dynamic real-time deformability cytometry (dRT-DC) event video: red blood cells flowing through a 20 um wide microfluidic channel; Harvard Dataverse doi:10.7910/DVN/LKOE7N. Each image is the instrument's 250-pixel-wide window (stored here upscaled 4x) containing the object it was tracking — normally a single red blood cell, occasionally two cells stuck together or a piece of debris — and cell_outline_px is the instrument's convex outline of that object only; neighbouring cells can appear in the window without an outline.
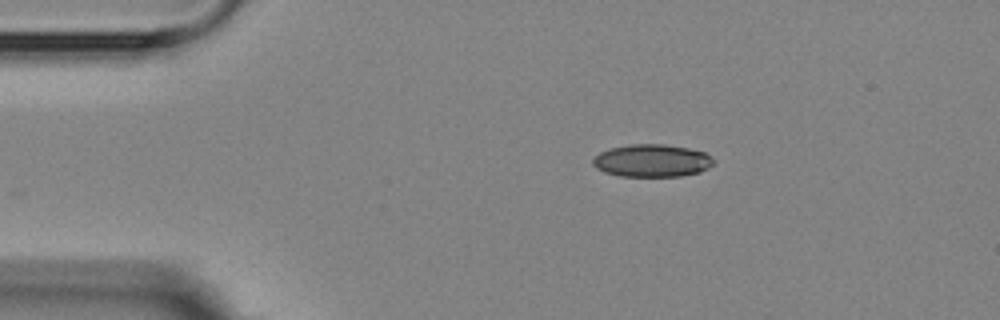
{"species": "Egyptian fruit bat (a non-hibernating species)", "species_latin": "Rousettus aegyptiacus", "temperature_condition": "room temperature", "stored_images_in_passage": 2, "camera_frame_rate_fps": 3000, "um_per_image_px": 0.085, "animal": {"sex": "female"}, "frame": {"image": 1, "passage_image": 2, "time_ms": 1.0, "image_size_px": [1000, 320], "cell_outline_px": [[716, 160], [708, 168], [700, 172], [680, 176], [620, 176], [604, 172], [596, 168], [592, 164], [592, 160], [600, 152], [612, 148], [628, 144], [664, 144], [688, 148], [704, 152]], "centroid_in_image_um": [55.42, 13.65], "position_along_channel_um": 29.6, "area_um2": 22.95}}